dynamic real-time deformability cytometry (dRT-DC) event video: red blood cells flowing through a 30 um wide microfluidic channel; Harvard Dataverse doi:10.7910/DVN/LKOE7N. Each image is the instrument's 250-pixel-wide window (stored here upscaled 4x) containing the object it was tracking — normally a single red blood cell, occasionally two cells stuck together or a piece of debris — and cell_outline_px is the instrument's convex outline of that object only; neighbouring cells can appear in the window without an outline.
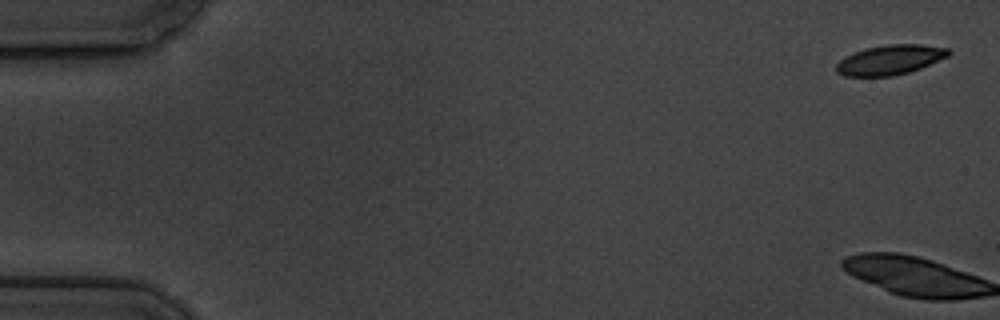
{"species": "common noctule bat (a hibernating species)", "species_latin": "Nyctalus noctula", "temperature_condition": "cold", "stored_images_in_passage": 5, "camera_frame_rate_fps": 3000, "um_per_image_px": 0.085, "animal": {"sex": "male", "body_mass_g": 19.5, "forearm_length_mm": 54.6}, "frame": {"image": 1, "passage_image": 1, "time_ms": 0.0, "image_size_px": [1000, 320], "cell_outline_px": [[952, 52], [948, 56], [920, 68], [908, 72], [892, 76], [844, 76], [836, 72], [836, 64], [844, 56], [852, 52], [864, 48], [888, 44], [920, 44], [948, 48]], "centroid_in_image_um": [75.62, 5.08], "position_along_channel_um": 9.4, "area_um2": 19.54}}